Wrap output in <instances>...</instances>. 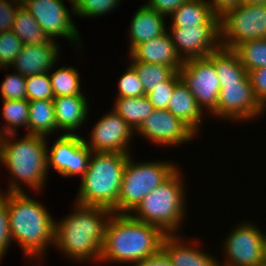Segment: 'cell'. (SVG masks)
<instances>
[{"mask_svg":"<svg viewBox=\"0 0 266 266\" xmlns=\"http://www.w3.org/2000/svg\"><path fill=\"white\" fill-rule=\"evenodd\" d=\"M264 115L266 110L257 101L251 82H231L221 85L217 108L209 116L236 124L259 122Z\"/></svg>","mask_w":266,"mask_h":266,"instance_id":"11","label":"cell"},{"mask_svg":"<svg viewBox=\"0 0 266 266\" xmlns=\"http://www.w3.org/2000/svg\"><path fill=\"white\" fill-rule=\"evenodd\" d=\"M60 66L56 63L49 72L54 97L85 95L77 67L62 64Z\"/></svg>","mask_w":266,"mask_h":266,"instance_id":"27","label":"cell"},{"mask_svg":"<svg viewBox=\"0 0 266 266\" xmlns=\"http://www.w3.org/2000/svg\"><path fill=\"white\" fill-rule=\"evenodd\" d=\"M92 151L88 149L82 135H60L52 146L47 145V168L64 178H81L87 171Z\"/></svg>","mask_w":266,"mask_h":266,"instance_id":"14","label":"cell"},{"mask_svg":"<svg viewBox=\"0 0 266 266\" xmlns=\"http://www.w3.org/2000/svg\"><path fill=\"white\" fill-rule=\"evenodd\" d=\"M104 114L94 122L90 137L82 135L85 146L92 152L133 154L131 140L135 136L134 130L113 109Z\"/></svg>","mask_w":266,"mask_h":266,"instance_id":"13","label":"cell"},{"mask_svg":"<svg viewBox=\"0 0 266 266\" xmlns=\"http://www.w3.org/2000/svg\"><path fill=\"white\" fill-rule=\"evenodd\" d=\"M185 237L182 234H166L162 240L161 250L172 266H219V257L200 247L202 240Z\"/></svg>","mask_w":266,"mask_h":266,"instance_id":"17","label":"cell"},{"mask_svg":"<svg viewBox=\"0 0 266 266\" xmlns=\"http://www.w3.org/2000/svg\"><path fill=\"white\" fill-rule=\"evenodd\" d=\"M67 0H22V6L36 19L41 29L51 37L52 40L65 38L75 50L82 55L80 31L74 23V8H68ZM78 48V49H77ZM80 48V49H79ZM80 50V51H79Z\"/></svg>","mask_w":266,"mask_h":266,"instance_id":"9","label":"cell"},{"mask_svg":"<svg viewBox=\"0 0 266 266\" xmlns=\"http://www.w3.org/2000/svg\"><path fill=\"white\" fill-rule=\"evenodd\" d=\"M165 233L157 226L141 222L129 214H112L109 218L97 266L113 263L128 266L157 254Z\"/></svg>","mask_w":266,"mask_h":266,"instance_id":"4","label":"cell"},{"mask_svg":"<svg viewBox=\"0 0 266 266\" xmlns=\"http://www.w3.org/2000/svg\"><path fill=\"white\" fill-rule=\"evenodd\" d=\"M73 203L67 216L55 219L54 250L72 264H97L106 225L113 212L101 206Z\"/></svg>","mask_w":266,"mask_h":266,"instance_id":"1","label":"cell"},{"mask_svg":"<svg viewBox=\"0 0 266 266\" xmlns=\"http://www.w3.org/2000/svg\"><path fill=\"white\" fill-rule=\"evenodd\" d=\"M128 55L133 62L171 66L177 72L183 66L168 32L136 45Z\"/></svg>","mask_w":266,"mask_h":266,"instance_id":"20","label":"cell"},{"mask_svg":"<svg viewBox=\"0 0 266 266\" xmlns=\"http://www.w3.org/2000/svg\"><path fill=\"white\" fill-rule=\"evenodd\" d=\"M17 134L0 136V167L7 170L6 193H22L26 189L42 194L48 178L47 145L49 137ZM18 136V137H17ZM48 139V140H47ZM10 178V179H9ZM24 185V188L23 186Z\"/></svg>","mask_w":266,"mask_h":266,"instance_id":"3","label":"cell"},{"mask_svg":"<svg viewBox=\"0 0 266 266\" xmlns=\"http://www.w3.org/2000/svg\"><path fill=\"white\" fill-rule=\"evenodd\" d=\"M178 73L180 79L194 95L198 106L209 116L217 108L221 89L213 64V53L207 57L184 61Z\"/></svg>","mask_w":266,"mask_h":266,"instance_id":"12","label":"cell"},{"mask_svg":"<svg viewBox=\"0 0 266 266\" xmlns=\"http://www.w3.org/2000/svg\"><path fill=\"white\" fill-rule=\"evenodd\" d=\"M239 3H248V4H266V0H239Z\"/></svg>","mask_w":266,"mask_h":266,"instance_id":"44","label":"cell"},{"mask_svg":"<svg viewBox=\"0 0 266 266\" xmlns=\"http://www.w3.org/2000/svg\"><path fill=\"white\" fill-rule=\"evenodd\" d=\"M27 192L7 193L10 238L21 248L26 262L44 266L55 241V217L46 204ZM43 261V262H42Z\"/></svg>","mask_w":266,"mask_h":266,"instance_id":"2","label":"cell"},{"mask_svg":"<svg viewBox=\"0 0 266 266\" xmlns=\"http://www.w3.org/2000/svg\"><path fill=\"white\" fill-rule=\"evenodd\" d=\"M130 154L124 169L114 214H130L143 198L164 183L179 167L177 161H135Z\"/></svg>","mask_w":266,"mask_h":266,"instance_id":"7","label":"cell"},{"mask_svg":"<svg viewBox=\"0 0 266 266\" xmlns=\"http://www.w3.org/2000/svg\"><path fill=\"white\" fill-rule=\"evenodd\" d=\"M209 6L213 9V11L217 15H221L227 9H230L237 4H239V0H206Z\"/></svg>","mask_w":266,"mask_h":266,"instance_id":"43","label":"cell"},{"mask_svg":"<svg viewBox=\"0 0 266 266\" xmlns=\"http://www.w3.org/2000/svg\"><path fill=\"white\" fill-rule=\"evenodd\" d=\"M248 75L257 101L266 110V67L250 71Z\"/></svg>","mask_w":266,"mask_h":266,"instance_id":"40","label":"cell"},{"mask_svg":"<svg viewBox=\"0 0 266 266\" xmlns=\"http://www.w3.org/2000/svg\"><path fill=\"white\" fill-rule=\"evenodd\" d=\"M23 45L13 31L0 33V68H10Z\"/></svg>","mask_w":266,"mask_h":266,"instance_id":"36","label":"cell"},{"mask_svg":"<svg viewBox=\"0 0 266 266\" xmlns=\"http://www.w3.org/2000/svg\"><path fill=\"white\" fill-rule=\"evenodd\" d=\"M12 31L21 39L24 45H46L52 39L40 27L36 19L21 6L12 25Z\"/></svg>","mask_w":266,"mask_h":266,"instance_id":"28","label":"cell"},{"mask_svg":"<svg viewBox=\"0 0 266 266\" xmlns=\"http://www.w3.org/2000/svg\"><path fill=\"white\" fill-rule=\"evenodd\" d=\"M1 109L4 123L0 127V136L16 134L20 127H23L26 134H29V103L27 99L2 100Z\"/></svg>","mask_w":266,"mask_h":266,"instance_id":"29","label":"cell"},{"mask_svg":"<svg viewBox=\"0 0 266 266\" xmlns=\"http://www.w3.org/2000/svg\"><path fill=\"white\" fill-rule=\"evenodd\" d=\"M233 51L248 73L266 67V38L244 42Z\"/></svg>","mask_w":266,"mask_h":266,"instance_id":"31","label":"cell"},{"mask_svg":"<svg viewBox=\"0 0 266 266\" xmlns=\"http://www.w3.org/2000/svg\"><path fill=\"white\" fill-rule=\"evenodd\" d=\"M258 266H266V260L264 262H262L260 265Z\"/></svg>","mask_w":266,"mask_h":266,"instance_id":"47","label":"cell"},{"mask_svg":"<svg viewBox=\"0 0 266 266\" xmlns=\"http://www.w3.org/2000/svg\"><path fill=\"white\" fill-rule=\"evenodd\" d=\"M179 168L160 186L146 195L129 214L135 220L159 227L165 234H182L187 219V192L184 172ZM187 209V210H186Z\"/></svg>","mask_w":266,"mask_h":266,"instance_id":"5","label":"cell"},{"mask_svg":"<svg viewBox=\"0 0 266 266\" xmlns=\"http://www.w3.org/2000/svg\"><path fill=\"white\" fill-rule=\"evenodd\" d=\"M29 103V134L57 137L53 100H32ZM57 132V133H56ZM52 134V135H51Z\"/></svg>","mask_w":266,"mask_h":266,"instance_id":"24","label":"cell"},{"mask_svg":"<svg viewBox=\"0 0 266 266\" xmlns=\"http://www.w3.org/2000/svg\"><path fill=\"white\" fill-rule=\"evenodd\" d=\"M167 110L200 136L201 125L207 115L198 106L194 95L181 79L175 84Z\"/></svg>","mask_w":266,"mask_h":266,"instance_id":"22","label":"cell"},{"mask_svg":"<svg viewBox=\"0 0 266 266\" xmlns=\"http://www.w3.org/2000/svg\"><path fill=\"white\" fill-rule=\"evenodd\" d=\"M71 8H74V5L77 3L78 0H67Z\"/></svg>","mask_w":266,"mask_h":266,"instance_id":"46","label":"cell"},{"mask_svg":"<svg viewBox=\"0 0 266 266\" xmlns=\"http://www.w3.org/2000/svg\"><path fill=\"white\" fill-rule=\"evenodd\" d=\"M239 222L222 239L220 250L225 260H219V266H258L265 261L259 224L252 219Z\"/></svg>","mask_w":266,"mask_h":266,"instance_id":"10","label":"cell"},{"mask_svg":"<svg viewBox=\"0 0 266 266\" xmlns=\"http://www.w3.org/2000/svg\"><path fill=\"white\" fill-rule=\"evenodd\" d=\"M129 156L125 153L92 152L87 171L80 178L74 202L112 210L118 202Z\"/></svg>","mask_w":266,"mask_h":266,"instance_id":"6","label":"cell"},{"mask_svg":"<svg viewBox=\"0 0 266 266\" xmlns=\"http://www.w3.org/2000/svg\"><path fill=\"white\" fill-rule=\"evenodd\" d=\"M180 80L179 73L176 72L168 81L158 84L152 91L146 94L154 109H167L175 84Z\"/></svg>","mask_w":266,"mask_h":266,"instance_id":"37","label":"cell"},{"mask_svg":"<svg viewBox=\"0 0 266 266\" xmlns=\"http://www.w3.org/2000/svg\"><path fill=\"white\" fill-rule=\"evenodd\" d=\"M60 44L62 45L59 41L52 40L46 45H23L10 68L24 76L49 73L63 54L60 52Z\"/></svg>","mask_w":266,"mask_h":266,"instance_id":"18","label":"cell"},{"mask_svg":"<svg viewBox=\"0 0 266 266\" xmlns=\"http://www.w3.org/2000/svg\"><path fill=\"white\" fill-rule=\"evenodd\" d=\"M137 134L152 142L151 144L165 149L188 144L198 137L187 124L167 109H155L135 131V136Z\"/></svg>","mask_w":266,"mask_h":266,"instance_id":"15","label":"cell"},{"mask_svg":"<svg viewBox=\"0 0 266 266\" xmlns=\"http://www.w3.org/2000/svg\"><path fill=\"white\" fill-rule=\"evenodd\" d=\"M129 31V48L130 52L136 45L154 39L167 32V17L150 9L146 5L138 6V9L133 12Z\"/></svg>","mask_w":266,"mask_h":266,"instance_id":"21","label":"cell"},{"mask_svg":"<svg viewBox=\"0 0 266 266\" xmlns=\"http://www.w3.org/2000/svg\"><path fill=\"white\" fill-rule=\"evenodd\" d=\"M123 0H78L74 5L75 16L88 19L111 14ZM90 17V18H89Z\"/></svg>","mask_w":266,"mask_h":266,"instance_id":"32","label":"cell"},{"mask_svg":"<svg viewBox=\"0 0 266 266\" xmlns=\"http://www.w3.org/2000/svg\"><path fill=\"white\" fill-rule=\"evenodd\" d=\"M167 27H186L190 25H219V15L206 0H189L170 16Z\"/></svg>","mask_w":266,"mask_h":266,"instance_id":"23","label":"cell"},{"mask_svg":"<svg viewBox=\"0 0 266 266\" xmlns=\"http://www.w3.org/2000/svg\"><path fill=\"white\" fill-rule=\"evenodd\" d=\"M132 266H172L167 255L160 250L157 254L145 258Z\"/></svg>","mask_w":266,"mask_h":266,"instance_id":"42","label":"cell"},{"mask_svg":"<svg viewBox=\"0 0 266 266\" xmlns=\"http://www.w3.org/2000/svg\"><path fill=\"white\" fill-rule=\"evenodd\" d=\"M128 62L137 72L145 95L152 91L158 84L168 81L177 71L171 66L133 62L129 57Z\"/></svg>","mask_w":266,"mask_h":266,"instance_id":"30","label":"cell"},{"mask_svg":"<svg viewBox=\"0 0 266 266\" xmlns=\"http://www.w3.org/2000/svg\"><path fill=\"white\" fill-rule=\"evenodd\" d=\"M262 242H263V249H264V256L266 260V230L262 229Z\"/></svg>","mask_w":266,"mask_h":266,"instance_id":"45","label":"cell"},{"mask_svg":"<svg viewBox=\"0 0 266 266\" xmlns=\"http://www.w3.org/2000/svg\"><path fill=\"white\" fill-rule=\"evenodd\" d=\"M22 0H0V33L12 31V25Z\"/></svg>","mask_w":266,"mask_h":266,"instance_id":"39","label":"cell"},{"mask_svg":"<svg viewBox=\"0 0 266 266\" xmlns=\"http://www.w3.org/2000/svg\"><path fill=\"white\" fill-rule=\"evenodd\" d=\"M176 53L184 62L188 59L207 57L220 46L219 25H190L167 27Z\"/></svg>","mask_w":266,"mask_h":266,"instance_id":"16","label":"cell"},{"mask_svg":"<svg viewBox=\"0 0 266 266\" xmlns=\"http://www.w3.org/2000/svg\"><path fill=\"white\" fill-rule=\"evenodd\" d=\"M0 69H1V70H4V69H5V70H8V69H10V68H0Z\"/></svg>","mask_w":266,"mask_h":266,"instance_id":"48","label":"cell"},{"mask_svg":"<svg viewBox=\"0 0 266 266\" xmlns=\"http://www.w3.org/2000/svg\"><path fill=\"white\" fill-rule=\"evenodd\" d=\"M213 64L215 65L220 85L231 82H251L247 70L233 50L220 47L213 52Z\"/></svg>","mask_w":266,"mask_h":266,"instance_id":"25","label":"cell"},{"mask_svg":"<svg viewBox=\"0 0 266 266\" xmlns=\"http://www.w3.org/2000/svg\"><path fill=\"white\" fill-rule=\"evenodd\" d=\"M6 73V78L0 84V97L2 100H22L27 99L26 93V76L11 71Z\"/></svg>","mask_w":266,"mask_h":266,"instance_id":"35","label":"cell"},{"mask_svg":"<svg viewBox=\"0 0 266 266\" xmlns=\"http://www.w3.org/2000/svg\"><path fill=\"white\" fill-rule=\"evenodd\" d=\"M220 46L234 50L238 45L266 38V4L239 3L219 16Z\"/></svg>","mask_w":266,"mask_h":266,"instance_id":"8","label":"cell"},{"mask_svg":"<svg viewBox=\"0 0 266 266\" xmlns=\"http://www.w3.org/2000/svg\"><path fill=\"white\" fill-rule=\"evenodd\" d=\"M189 0H147L144 5L167 18Z\"/></svg>","mask_w":266,"mask_h":266,"instance_id":"41","label":"cell"},{"mask_svg":"<svg viewBox=\"0 0 266 266\" xmlns=\"http://www.w3.org/2000/svg\"><path fill=\"white\" fill-rule=\"evenodd\" d=\"M111 106L134 130L155 110L146 95L133 98H114Z\"/></svg>","mask_w":266,"mask_h":266,"instance_id":"26","label":"cell"},{"mask_svg":"<svg viewBox=\"0 0 266 266\" xmlns=\"http://www.w3.org/2000/svg\"><path fill=\"white\" fill-rule=\"evenodd\" d=\"M27 100H53V90L49 73L26 76Z\"/></svg>","mask_w":266,"mask_h":266,"instance_id":"34","label":"cell"},{"mask_svg":"<svg viewBox=\"0 0 266 266\" xmlns=\"http://www.w3.org/2000/svg\"><path fill=\"white\" fill-rule=\"evenodd\" d=\"M1 186V185H0ZM0 188V263L12 246L8 219L7 193Z\"/></svg>","mask_w":266,"mask_h":266,"instance_id":"38","label":"cell"},{"mask_svg":"<svg viewBox=\"0 0 266 266\" xmlns=\"http://www.w3.org/2000/svg\"><path fill=\"white\" fill-rule=\"evenodd\" d=\"M86 96L87 95H73L53 98L56 124L58 127L57 136L63 134H81V132H79L81 131V127L84 128L86 126L85 123H87V120L90 118V101L87 100Z\"/></svg>","mask_w":266,"mask_h":266,"instance_id":"19","label":"cell"},{"mask_svg":"<svg viewBox=\"0 0 266 266\" xmlns=\"http://www.w3.org/2000/svg\"><path fill=\"white\" fill-rule=\"evenodd\" d=\"M122 76L117 80V94L115 98H133L145 95L143 84L136 70L128 64Z\"/></svg>","mask_w":266,"mask_h":266,"instance_id":"33","label":"cell"}]
</instances>
